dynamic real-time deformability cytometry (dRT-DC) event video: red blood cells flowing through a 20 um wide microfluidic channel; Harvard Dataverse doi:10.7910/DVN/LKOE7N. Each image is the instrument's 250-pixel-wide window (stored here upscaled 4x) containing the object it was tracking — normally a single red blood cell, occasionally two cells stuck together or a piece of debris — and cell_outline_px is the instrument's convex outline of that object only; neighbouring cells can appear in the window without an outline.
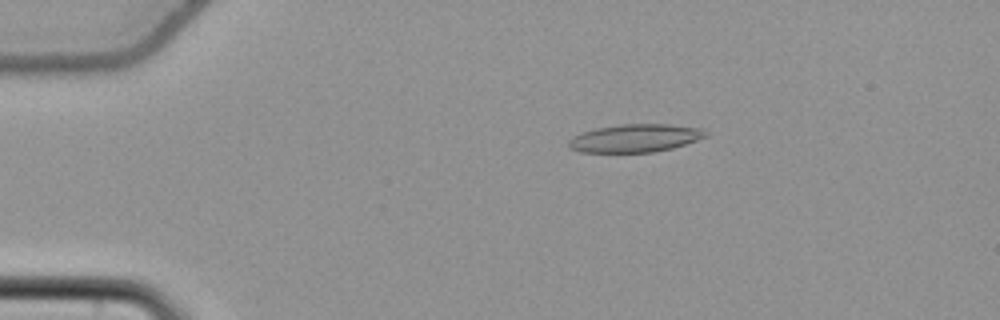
{"species": "common noctule bat (a hibernating species)", "species_latin": "Nyctalus noctula", "temperature_condition": "cold", "stored_images_in_passage": 45, "camera_frame_rate_fps": 3000, "um_per_image_px": 0.085, "animal": {"sex": "female", "body_mass_g": 22.7, "forearm_length_mm": 54.2}, "frame": {"image": 1, "passage_image": 1, "time_ms": 0.0, "image_size_px": [1000, 320], "cell_outline_px": [[708, 136], [672, 148], [652, 152], [580, 152], [568, 148], [568, 140], [572, 136], [596, 128], [620, 124], [668, 124], [700, 128], [708, 132]], "centroid_in_image_um": [53.96, 11.74], "position_along_channel_um": 31.0, "area_um2": 22.31}}
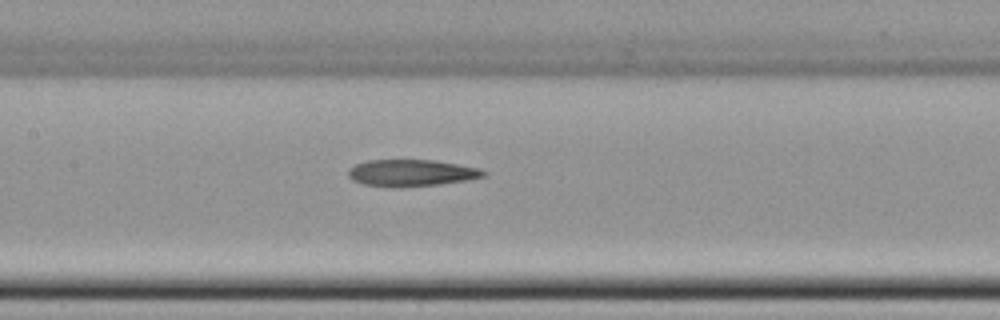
{"frame": {"image": 2, "passage_image": 17, "time_ms": 5.333, "image_size_px": [1000, 320], "cell_outline_px": [[488, 172], [484, 176], [468, 180], [440, 184], [396, 188], [392, 188], [364, 184], [352, 180], [348, 176], [348, 168], [356, 164], [368, 160], [432, 160], [480, 168]], "centroid_in_image_um": [34.95, 14.71], "position_along_channel_um": 172.5, "area_um2": 21.21}}
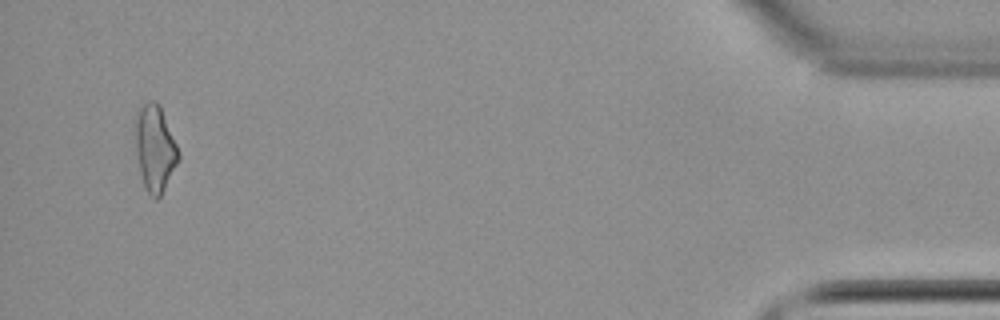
{"frame": {"image": 3, "passage_image": 43, "time_ms": 14.0, "image_size_px": [1000, 320], "cell_outline_px": [[180, 160], [160, 196], [156, 200], [144, 188], [140, 172], [136, 152], [136, 116], [140, 108], [148, 100], [156, 100], [160, 104], [180, 152]], "centroid_in_image_um": [13.2, 12.6], "position_along_channel_um": 422.0, "area_um2": 21.68}}